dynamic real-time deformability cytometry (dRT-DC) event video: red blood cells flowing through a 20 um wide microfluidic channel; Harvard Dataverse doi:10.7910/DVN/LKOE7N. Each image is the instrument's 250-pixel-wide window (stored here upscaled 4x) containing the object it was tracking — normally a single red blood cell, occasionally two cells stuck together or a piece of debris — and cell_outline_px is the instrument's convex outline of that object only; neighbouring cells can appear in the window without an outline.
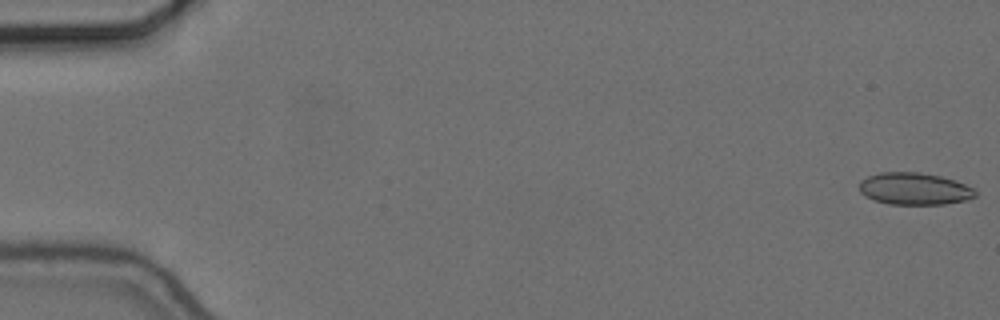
{"species": "common noctule bat (a hibernating species)", "species_latin": "Nyctalus noctula", "temperature_condition": "cold", "stored_images_in_passage": 56, "camera_frame_rate_fps": 3000, "um_per_image_px": 0.085, "animal": {"sex": "female", "body_mass_g": 24.6, "forearm_length_mm": 56.2}, "frame": {"image": 1, "passage_image": 1, "time_ms": 0.0, "image_size_px": [1000, 320], "cell_outline_px": [[976, 196], [968, 200], [944, 204], [888, 204], [864, 196], [860, 192], [860, 180], [868, 176], [880, 172], [920, 172], [940, 176], [964, 184], [972, 188], [976, 192]], "centroid_in_image_um": [77.71, 16.04], "position_along_channel_um": 7.3, "area_um2": 21.62}}
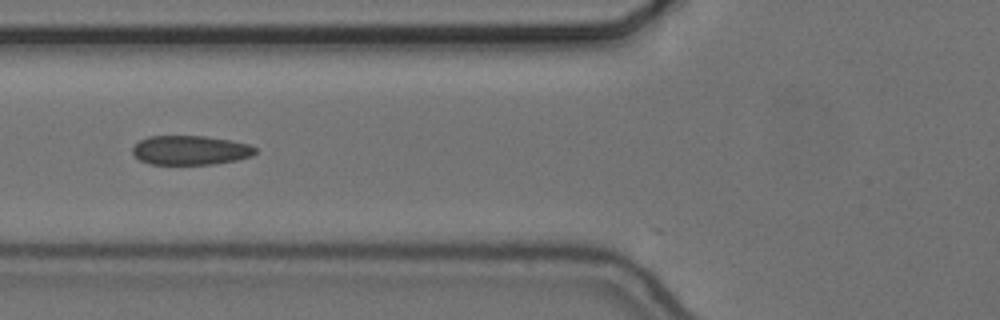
{"frame": {"image": 2, "passage_image": 22, "time_ms": 7.0, "image_size_px": [1000, 320], "cell_outline_px": [[256, 152], [252, 156], [236, 160], [212, 164], [152, 164], [140, 160], [132, 152], [132, 148], [140, 140], [148, 136], [204, 136], [228, 140], [248, 144], [256, 148]], "centroid_in_image_um": [16.17, 12.77], "position_along_channel_um": 109.6, "area_um2": 20.75}}
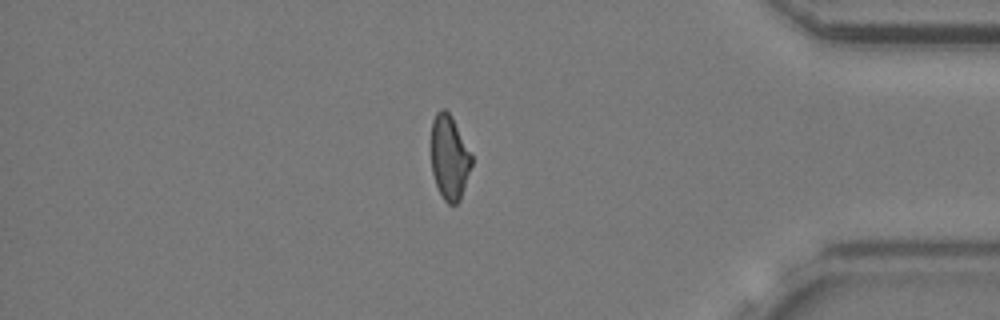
{"frame": {"image": 3, "passage_image": 48, "time_ms": 15.667, "image_size_px": [1000, 320], "cell_outline_px": [[472, 164], [460, 200], [456, 204], [448, 204], [444, 200], [436, 184], [432, 172], [432, 120], [436, 112], [440, 108], [444, 108], [452, 116], [472, 156]], "centroid_in_image_um": [38.2, 13.37], "position_along_channel_um": 397.0, "area_um2": 19.71}, "authors_computed_cell_mechanics": {"area_um2": 21.2704, "velocity_mm_per_s": 3.6791, "shape_relaxation_time_tau1_ms": null, "shape_relaxation_time_tau2_ms": 2.1268, "deformation_change_tau1": null, "deformation_change_tau2": 0.0882}}